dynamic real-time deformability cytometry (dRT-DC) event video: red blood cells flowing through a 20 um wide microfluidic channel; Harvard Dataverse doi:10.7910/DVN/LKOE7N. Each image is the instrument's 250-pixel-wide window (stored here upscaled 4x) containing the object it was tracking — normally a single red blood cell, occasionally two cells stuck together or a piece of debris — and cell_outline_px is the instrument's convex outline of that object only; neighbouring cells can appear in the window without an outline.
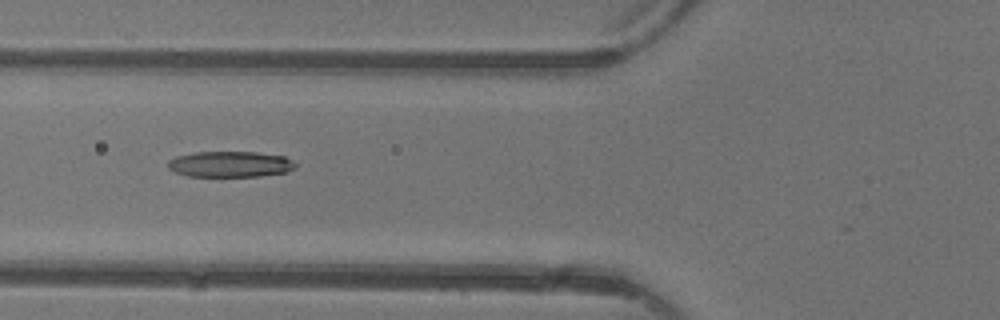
{"species": "common noctule bat (a hibernating species)", "species_latin": "Nyctalus noctula", "temperature_condition": "warm", "stored_images_in_passage": 5, "camera_frame_rate_fps": 3000, "um_per_image_px": 0.085, "animal": {"sex": "female"}, "frame": {"image": 1, "passage_image": 5, "time_ms": 4.667, "image_size_px": [1000, 320], "cell_outline_px": [[296, 168], [288, 172], [260, 176], [188, 176], [176, 172], [168, 168], [168, 160], [176, 156], [196, 152], [256, 152], [284, 156], [292, 160], [296, 164]], "centroid_in_image_um": [19.59, 13.95], "position_along_channel_um": 106.2, "area_um2": 19.25}}